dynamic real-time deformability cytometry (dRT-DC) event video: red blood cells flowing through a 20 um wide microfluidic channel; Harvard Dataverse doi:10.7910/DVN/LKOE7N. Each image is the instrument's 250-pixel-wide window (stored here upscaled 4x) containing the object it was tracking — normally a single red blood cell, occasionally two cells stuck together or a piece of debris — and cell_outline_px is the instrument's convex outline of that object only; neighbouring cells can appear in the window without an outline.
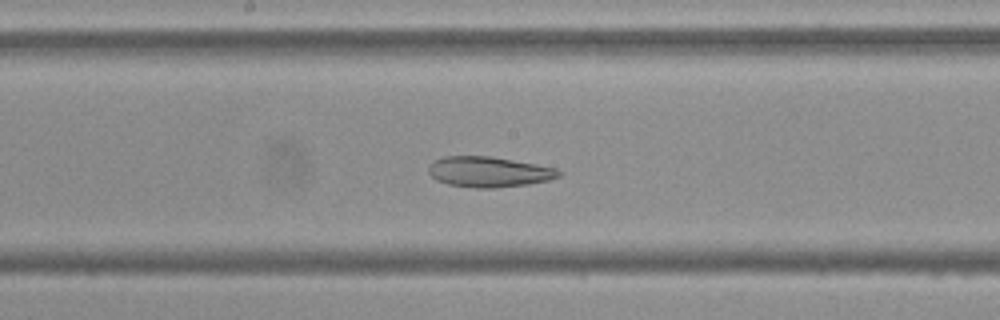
{"species": "Egyptian fruit bat (a non-hibernating species)", "species_latin": "Rousettus aegyptiacus", "temperature_condition": "cold", "stored_images_in_passage": 55, "camera_frame_rate_fps": 3000, "um_per_image_px": 0.085, "frame": {"image": 1, "passage_image": 29, "time_ms": 9.333, "image_size_px": [1000, 320], "cell_outline_px": [[560, 176], [548, 180], [528, 184], [496, 188], [472, 188], [448, 184], [436, 180], [428, 172], [428, 164], [432, 160], [444, 156], [492, 156], [536, 164], [556, 168], [560, 172]], "centroid_in_image_um": [41.5, 14.6], "position_along_channel_um": 206.7, "area_um2": 23.29}}
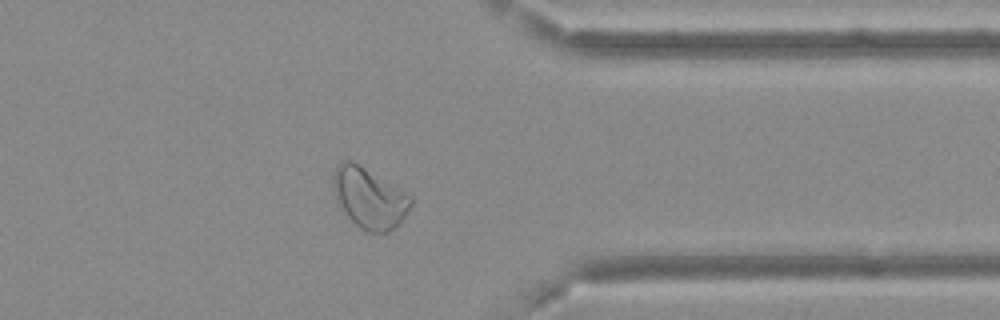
{"frame": {"image": 2, "passage_image": 44, "time_ms": 14.333, "image_size_px": [1000, 320], "cell_outline_px": [[412, 204], [400, 224], [396, 228], [388, 232], [364, 232], [340, 208], [336, 200], [332, 188], [332, 172], [344, 160], [352, 160], [412, 196]], "centroid_in_image_um": [31.37, 16.84], "position_along_channel_um": 380.0, "area_um2": 27.46}}
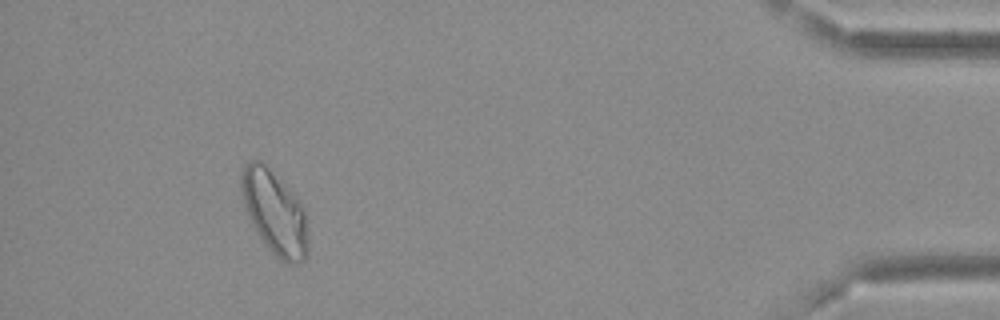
{"frame": {"image": 3, "passage_image": 51, "time_ms": 16.667, "image_size_px": [1000, 320], "cell_outline_px": [[308, 252], [304, 260], [292, 264], [288, 264], [280, 260], [264, 244], [256, 232], [248, 216], [240, 192], [240, 172], [244, 164], [248, 160], [260, 160], [300, 200], [304, 212], [308, 228]], "centroid_in_image_um": [23.32, 18.07], "position_along_channel_um": 411.9, "area_um2": 32.77}, "authors_computed_cell_mechanics": {"area_um2": 29.4202, "velocity_mm_per_s": 3.6429, "shape_relaxation_time_tau1_ms": null, "shape_relaxation_time_tau2_ms": 3.9677, "deformation_change_tau1": null, "deformation_change_tau2": 0.098}}